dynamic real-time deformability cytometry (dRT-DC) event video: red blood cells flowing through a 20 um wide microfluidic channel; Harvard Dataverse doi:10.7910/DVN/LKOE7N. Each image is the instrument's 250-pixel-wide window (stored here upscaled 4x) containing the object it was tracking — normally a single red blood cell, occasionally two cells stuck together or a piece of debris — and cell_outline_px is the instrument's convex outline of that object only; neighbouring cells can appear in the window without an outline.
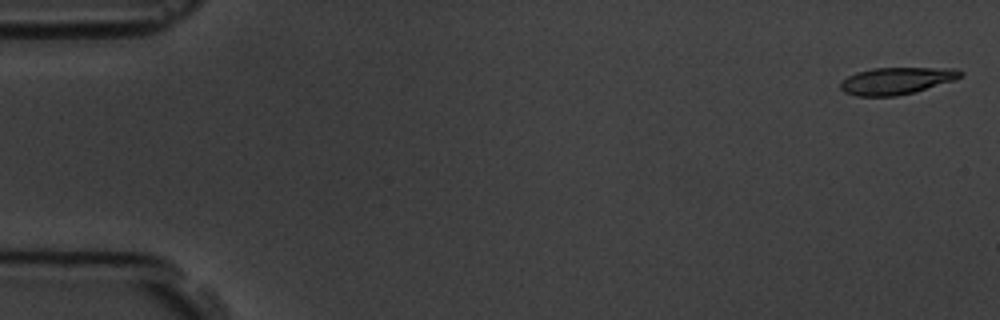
{"species": "common noctule bat (a hibernating species)", "species_latin": "Nyctalus noctula", "temperature_condition": "room temperature", "stored_images_in_passage": 8, "camera_frame_rate_fps": 3000, "um_per_image_px": 0.085, "animal": {"sex": "male", "body_mass_g": 19.5, "forearm_length_mm": 54.6}, "frame": {"image": 1, "passage_image": 1, "time_ms": 0.0, "image_size_px": [1000, 320], "cell_outline_px": [[964, 76], [956, 80], [916, 92], [896, 96], [856, 96], [844, 92], [840, 88], [840, 80], [856, 72], [872, 68], [956, 68], [964, 72]], "centroid_in_image_um": [76.23, 6.86], "position_along_channel_um": 8.8, "area_um2": 19.25}}
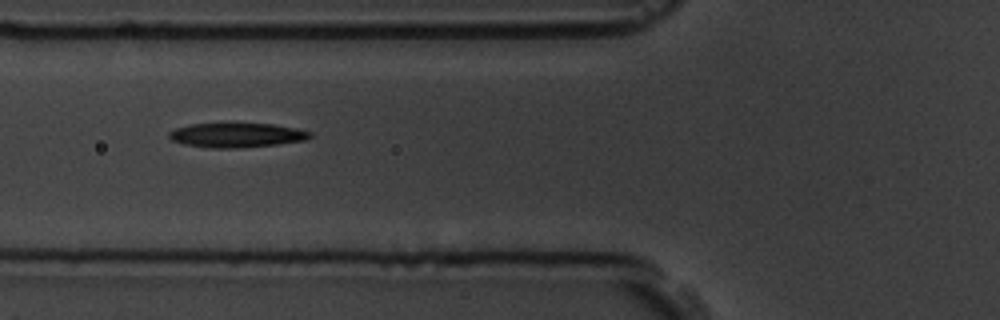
{"frame": {"image": 2, "passage_image": 7, "time_ms": 6.667, "image_size_px": [1000, 320], "cell_outline_px": [[312, 136], [304, 140], [276, 144], [236, 148], [212, 148], [184, 144], [172, 140], [168, 136], [168, 132], [176, 128], [192, 124], [272, 124], [296, 128], [312, 132]], "centroid_in_image_um": [20.11, 11.49], "position_along_channel_um": 105.7, "area_um2": 19.77}}
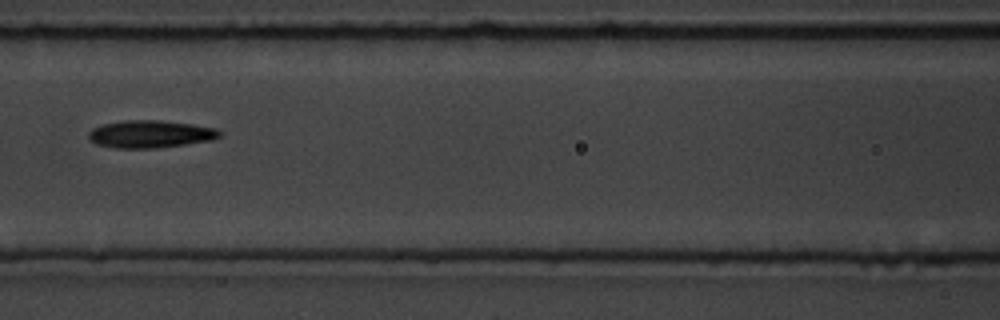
{"frame": {"image": 3, "passage_image": 8, "time_ms": 8.0, "image_size_px": [1000, 320], "cell_outline_px": [[224, 132], [220, 136], [212, 140], [156, 148], [116, 148], [96, 144], [88, 136], [88, 132], [92, 128], [104, 124], [124, 120], [160, 120], [192, 124], [216, 128]], "centroid_in_image_um": [12.8, 11.39], "position_along_channel_um": 153.8, "area_um2": 20.98}}